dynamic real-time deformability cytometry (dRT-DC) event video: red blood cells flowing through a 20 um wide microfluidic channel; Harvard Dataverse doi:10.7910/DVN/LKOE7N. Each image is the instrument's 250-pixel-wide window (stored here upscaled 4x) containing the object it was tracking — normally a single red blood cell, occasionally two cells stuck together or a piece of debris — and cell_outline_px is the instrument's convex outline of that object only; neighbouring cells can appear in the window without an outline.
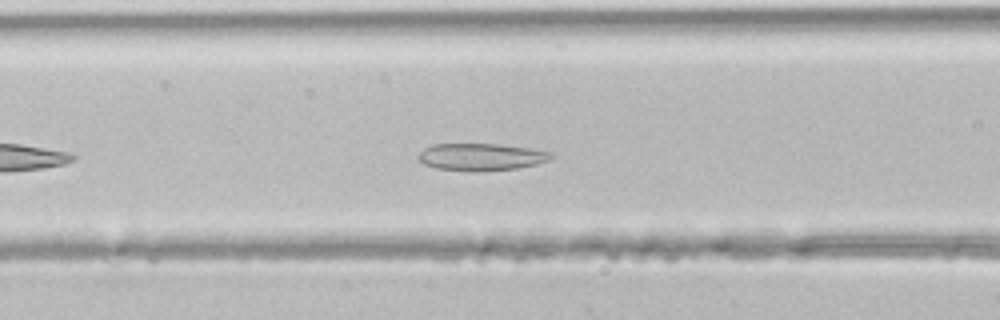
{"species": "common noctule bat (a hibernating species)", "species_latin": "Nyctalus noctula", "temperature_condition": "room temperature", "stored_images_in_passage": 32, "segment_of_instrument_passage": [1, 2], "camera_frame_rate_fps": 3000, "um_per_image_px": 0.085, "animal": {"sex": "male", "body_mass_g": 21.5, "forearm_length_mm": 52.0}, "frame": {"image": 1, "passage_image": 7, "time_ms": 2.0, "image_size_px": [1000, 320], "cell_outline_px": [[552, 156], [548, 160], [536, 164], [516, 168], [484, 172], [472, 172], [436, 168], [424, 164], [416, 156], [424, 148], [432, 144], [500, 144], [528, 148], [548, 152]], "centroid_in_image_um": [40.83, 13.35], "position_along_channel_um": 125.8, "area_um2": 21.04}}
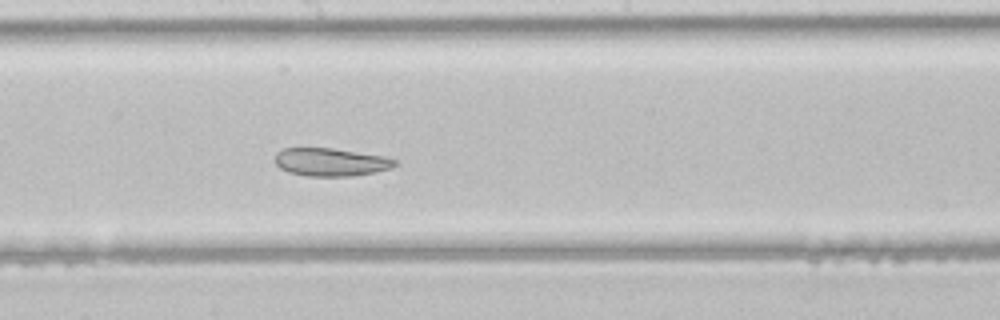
{"frame": {"image": 2, "passage_image": 13, "time_ms": 4.0, "image_size_px": [1000, 320], "cell_outline_px": [[396, 164], [388, 168], [372, 172], [352, 176], [308, 176], [288, 172], [280, 168], [276, 164], [276, 152], [280, 148], [332, 148], [384, 156], [396, 160]], "centroid_in_image_um": [28.05, 13.77], "position_along_channel_um": 220.1, "area_um2": 19.36}}
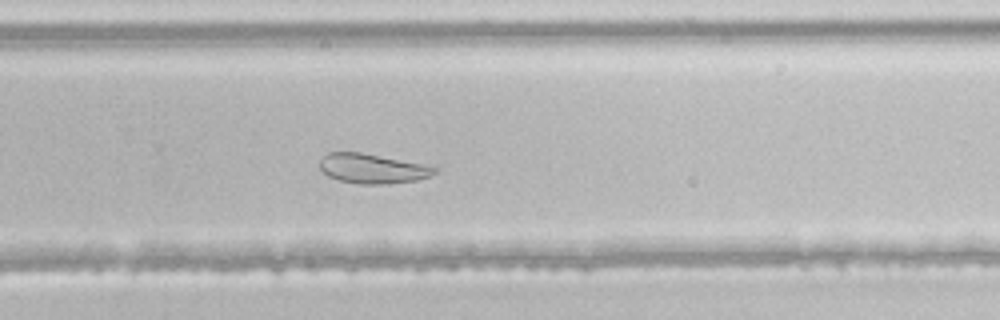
{"frame": {"image": 3, "passage_image": 18, "time_ms": 5.667, "image_size_px": [1000, 320], "cell_outline_px": [[436, 172], [428, 176], [416, 180], [388, 184], [360, 184], [340, 180], [328, 176], [320, 168], [320, 160], [328, 152], [360, 152], [420, 164], [436, 168]], "centroid_in_image_um": [31.59, 14.33], "position_along_channel_um": 298.2, "area_um2": 19.36}}